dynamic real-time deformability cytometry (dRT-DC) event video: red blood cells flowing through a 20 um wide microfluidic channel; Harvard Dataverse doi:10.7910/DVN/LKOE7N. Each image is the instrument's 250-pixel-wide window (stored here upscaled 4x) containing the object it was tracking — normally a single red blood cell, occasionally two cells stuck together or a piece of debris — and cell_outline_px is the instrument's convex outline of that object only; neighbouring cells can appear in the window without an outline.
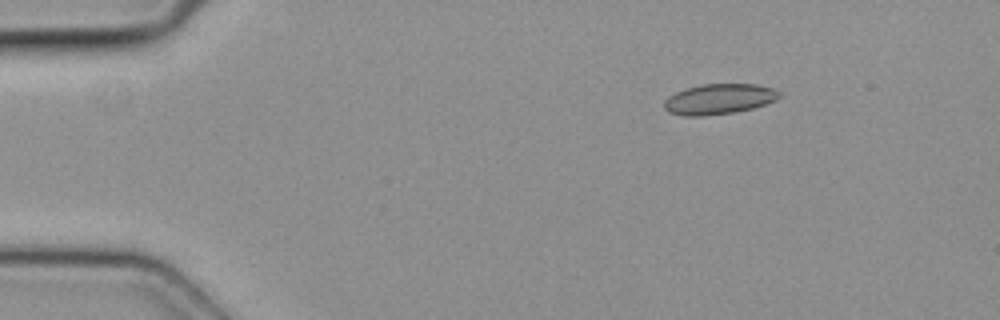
{"species": "common noctule bat (a hibernating species)", "species_latin": "Nyctalus noctula", "temperature_condition": "cold", "stored_images_in_passage": 2, "camera_frame_rate_fps": 3000, "um_per_image_px": 0.085, "animal": {"sex": "female", "body_mass_g": 19.3, "forearm_length_mm": 54.1}, "frame": {"image": 1, "passage_image": 2, "time_ms": 0.333, "image_size_px": [1000, 320], "cell_outline_px": [[780, 96], [776, 100], [752, 108], [736, 112], [704, 116], [684, 116], [668, 112], [664, 108], [664, 100], [668, 96], [684, 88], [704, 84], [756, 84], [772, 88], [780, 92]], "centroid_in_image_um": [61.08, 8.42], "position_along_channel_um": 23.9, "area_um2": 20.46}}